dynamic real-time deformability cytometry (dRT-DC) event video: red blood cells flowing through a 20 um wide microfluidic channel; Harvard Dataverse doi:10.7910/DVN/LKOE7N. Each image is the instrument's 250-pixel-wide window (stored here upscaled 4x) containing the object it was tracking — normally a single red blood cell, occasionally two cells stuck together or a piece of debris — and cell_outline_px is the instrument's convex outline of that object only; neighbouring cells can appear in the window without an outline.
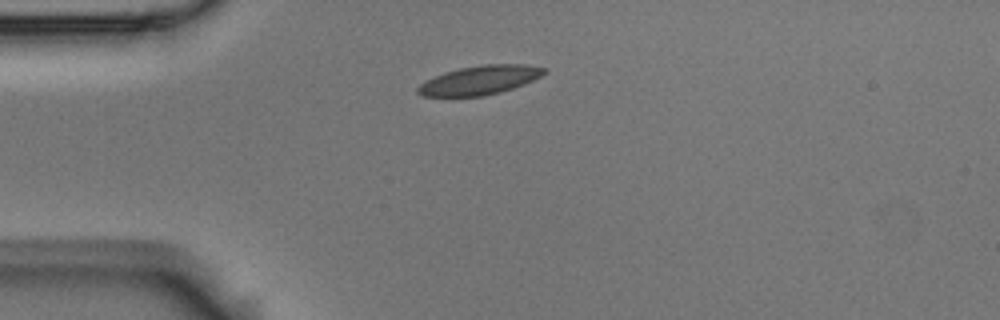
{"species": "Egyptian fruit bat (a non-hibernating species)", "species_latin": "Rousettus aegyptiacus", "temperature_condition": "room temperature", "stored_images_in_passage": 3, "camera_frame_rate_fps": 3000, "um_per_image_px": 0.085, "animal": {"sex": "male"}, "frame": {"image": 1, "passage_image": 1, "time_ms": 0.0, "image_size_px": [1000, 320], "cell_outline_px": [[548, 72], [524, 84], [500, 92], [484, 96], [424, 96], [416, 92], [416, 88], [424, 80], [444, 72], [460, 68], [480, 64], [524, 64], [548, 68]], "centroid_in_image_um": [40.77, 6.8], "position_along_channel_um": 44.2, "area_um2": 21.44}}
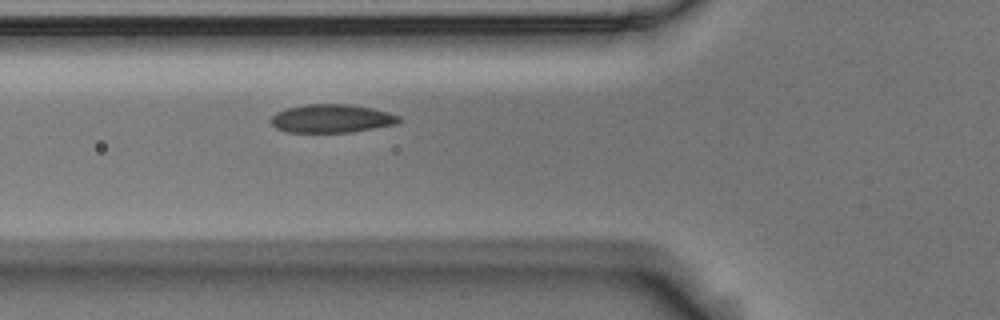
{"frame": {"image": 2, "passage_image": 3, "time_ms": 0.667, "image_size_px": [1000, 320], "cell_outline_px": [[400, 120], [396, 124], [352, 132], [288, 132], [276, 128], [272, 124], [272, 116], [276, 112], [284, 108], [304, 104], [348, 104], [372, 108], [388, 112], [400, 116]], "centroid_in_image_um": [28.17, 10.06], "position_along_channel_um": 97.6, "area_um2": 21.15}}